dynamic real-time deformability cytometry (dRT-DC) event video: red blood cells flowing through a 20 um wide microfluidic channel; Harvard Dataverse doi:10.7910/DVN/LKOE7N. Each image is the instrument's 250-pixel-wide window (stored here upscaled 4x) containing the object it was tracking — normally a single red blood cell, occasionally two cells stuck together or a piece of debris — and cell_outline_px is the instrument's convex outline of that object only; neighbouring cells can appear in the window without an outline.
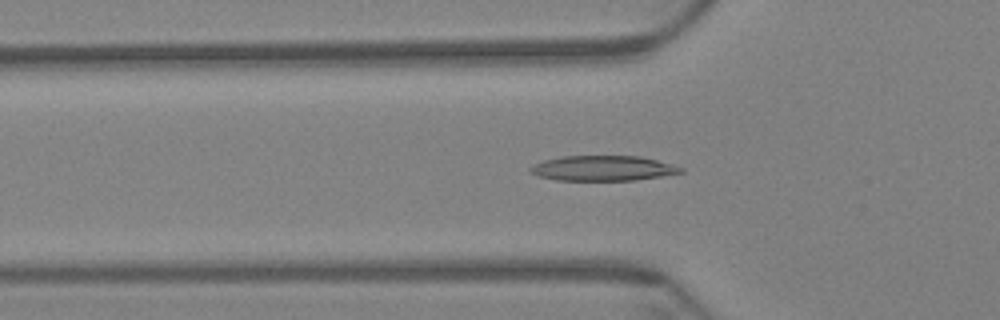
{"species": "Egyptian fruit bat (a non-hibernating species)", "species_latin": "Rousettus aegyptiacus", "temperature_condition": "warm", "stored_images_in_passage": 42, "camera_frame_rate_fps": 3000, "um_per_image_px": 0.085, "animal": {"sex": "female"}, "frame": {"image": 1, "passage_image": 2, "time_ms": 0.333, "image_size_px": [1000, 320], "cell_outline_px": [[684, 172], [636, 180], [556, 180], [540, 176], [528, 172], [528, 168], [532, 164], [544, 160], [564, 156], [640, 156], [672, 164], [684, 168]], "centroid_in_image_um": [51.22, 14.3], "position_along_channel_um": 74.6, "area_um2": 22.02}}
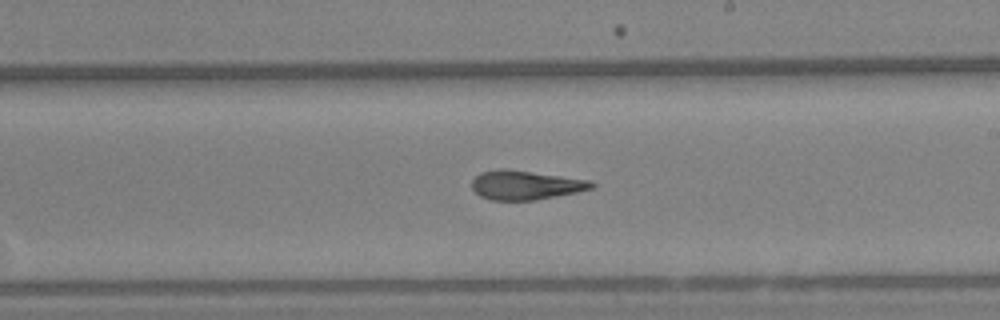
{"frame": {"image": 2, "passage_image": 17, "time_ms": 5.333, "image_size_px": [1000, 320], "cell_outline_px": [[596, 184], [592, 188], [576, 192], [536, 200], [492, 200], [480, 196], [472, 188], [472, 180], [480, 172], [528, 172], [560, 176], [588, 180]], "centroid_in_image_um": [44.69, 15.78], "position_along_channel_um": 244.3, "area_um2": 19.25}}
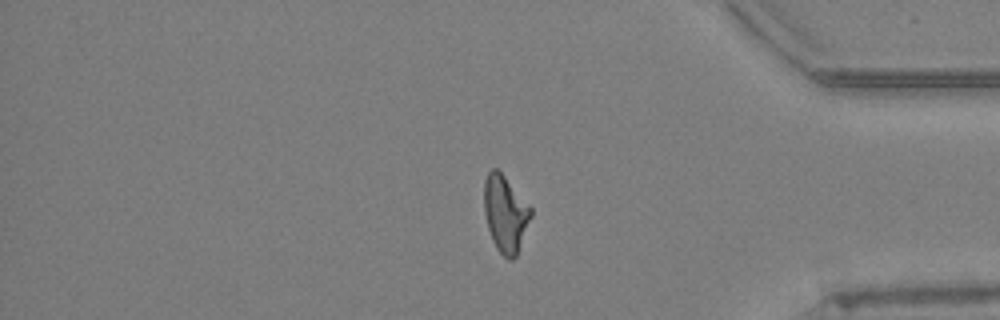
{"frame": {"image": 3, "passage_image": 32, "time_ms": 10.333, "image_size_px": [1000, 320], "cell_outline_px": [[532, 216], [516, 256], [512, 260], [508, 260], [496, 248], [492, 240], [488, 228], [484, 212], [484, 180], [488, 172], [492, 168], [496, 168], [504, 176], [532, 208]], "centroid_in_image_um": [42.95, 18.17], "position_along_channel_um": 392.3, "area_um2": 20.81}, "authors_computed_cell_mechanics": {"area_um2": 20.6057, "velocity_mm_per_s": 3.4066, "shape_relaxation_time_tau1_ms": 10.8781, "shape_relaxation_time_tau2_ms": 2.782, "deformation_change_tau1": 0.2669, "deformation_change_tau2": 0.1248}}